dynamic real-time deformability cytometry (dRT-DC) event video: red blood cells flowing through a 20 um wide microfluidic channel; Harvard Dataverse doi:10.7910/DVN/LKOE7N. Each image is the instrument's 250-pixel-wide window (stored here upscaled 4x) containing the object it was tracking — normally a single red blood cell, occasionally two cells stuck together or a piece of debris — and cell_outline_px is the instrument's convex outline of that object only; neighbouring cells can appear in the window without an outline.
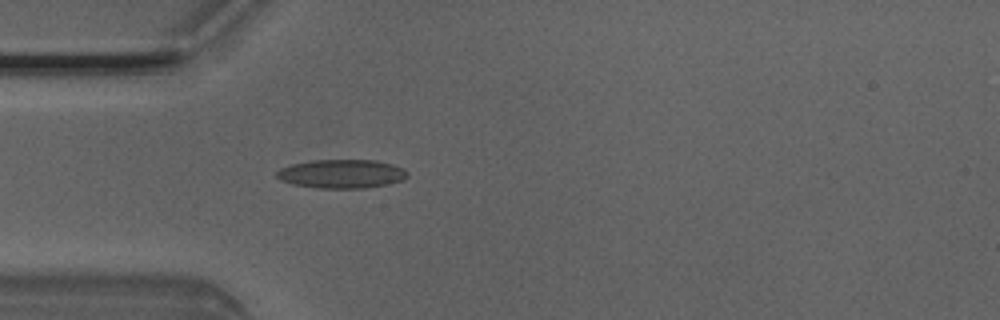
{"species": "Egyptian fruit bat (a non-hibernating species)", "species_latin": "Rousettus aegyptiacus", "temperature_condition": "room temperature", "stored_images_in_passage": 4, "camera_frame_rate_fps": 3000, "um_per_image_px": 0.085, "animal": {"sex": "male"}, "frame": {"image": 1, "passage_image": 4, "time_ms": 1.0, "image_size_px": [1000, 320], "cell_outline_px": [[408, 176], [404, 180], [364, 188], [320, 188], [292, 184], [280, 180], [276, 176], [276, 172], [280, 168], [292, 164], [312, 160], [376, 160], [392, 164], [404, 168], [408, 172]], "centroid_in_image_um": [29.04, 14.77], "position_along_channel_um": 56.0, "area_um2": 21.91}}